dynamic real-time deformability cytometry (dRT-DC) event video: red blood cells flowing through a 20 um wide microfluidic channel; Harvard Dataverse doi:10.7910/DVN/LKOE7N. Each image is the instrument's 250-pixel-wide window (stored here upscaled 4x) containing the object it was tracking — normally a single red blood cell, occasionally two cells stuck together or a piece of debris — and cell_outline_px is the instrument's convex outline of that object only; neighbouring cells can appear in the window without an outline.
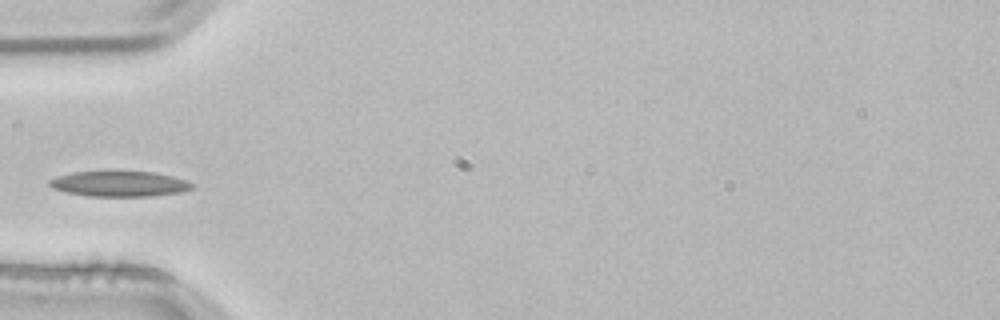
{"species": "common noctule bat (a hibernating species)", "species_latin": "Nyctalus noctula", "temperature_condition": "room temperature", "stored_images_in_passage": 3, "camera_frame_rate_fps": 3000, "um_per_image_px": 0.085, "animal": {"sex": "male", "body_mass_g": 21.5, "forearm_length_mm": 52.0}, "frame": {"image": 1, "passage_image": 3, "time_ms": 0.667, "image_size_px": [1000, 320], "cell_outline_px": [[192, 188], [180, 192], [152, 196], [88, 196], [64, 192], [52, 188], [48, 184], [48, 180], [56, 176], [72, 172], [104, 168], [156, 172], [172, 176], [184, 180], [192, 184]], "centroid_in_image_um": [10.05, 15.57], "position_along_channel_um": 75.0, "area_um2": 22.2}}